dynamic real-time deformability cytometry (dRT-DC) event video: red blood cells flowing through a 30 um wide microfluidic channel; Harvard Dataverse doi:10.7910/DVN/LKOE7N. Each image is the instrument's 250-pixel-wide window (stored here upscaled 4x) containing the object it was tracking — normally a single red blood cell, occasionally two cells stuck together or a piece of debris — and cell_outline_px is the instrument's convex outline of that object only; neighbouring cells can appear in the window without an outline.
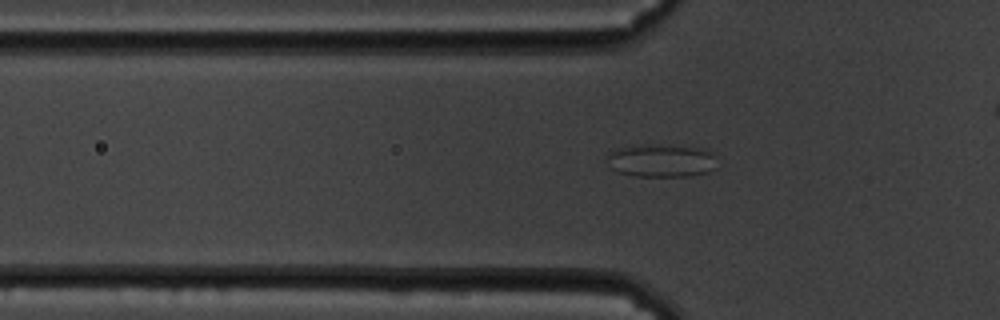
{"species": "common noctule bat (a hibernating species)", "species_latin": "Nyctalus noctula", "temperature_condition": "cold", "stored_images_in_passage": 59, "camera_frame_rate_fps": 3000, "um_per_image_px": 0.085, "animal": {"sex": "male", "body_mass_g": 19.5, "forearm_length_mm": 54.6}, "frame": {"image": 1, "passage_image": 18, "time_ms": 5.667, "image_size_px": [1000, 320], "cell_outline_px": [[716, 156], [712, 168], [708, 172], [688, 176], [636, 176], [620, 172], [612, 168], [608, 156], [608, 152], [616, 148], [648, 144], [708, 148]], "centroid_in_image_um": [56.24, 13.63], "position_along_channel_um": 69.6, "area_um2": 20.98}}
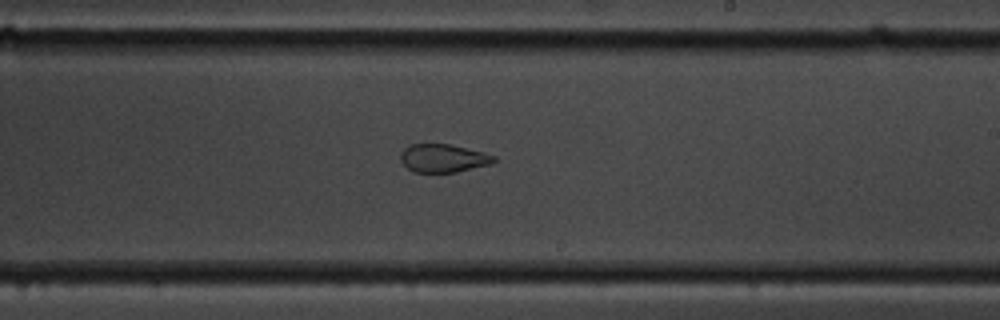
{"frame": {"image": 2, "passage_image": 34, "time_ms": 11.0, "image_size_px": [1000, 320], "cell_outline_px": [[496, 160], [492, 164], [456, 172], [412, 172], [400, 160], [400, 152], [408, 144], [448, 144], [484, 152], [496, 156]], "centroid_in_image_um": [37.67, 13.44], "position_along_channel_um": 251.3, "area_um2": 15.43}}
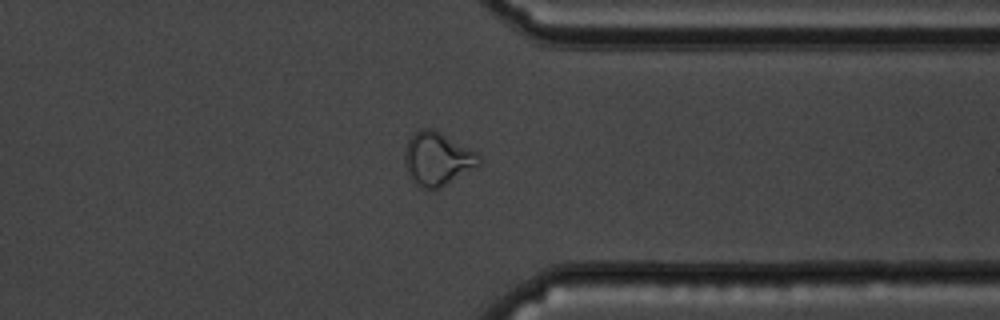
{"frame": {"image": 3, "passage_image": 45, "time_ms": 14.667, "image_size_px": [1000, 320], "cell_outline_px": [[480, 164], [440, 188], [424, 188], [416, 184], [408, 176], [404, 164], [404, 152], [408, 140], [420, 128], [432, 128], [440, 132], [476, 152], [480, 156]], "centroid_in_image_um": [37.14, 13.5], "position_along_channel_um": 374.3, "area_um2": 22.83}, "authors_computed_cell_mechanics": {"area_um2": 23.409, "velocity_mm_per_s": 3.4155, "shape_relaxation_time_tau1_ms": null, "shape_relaxation_time_tau2_ms": 1.4663, "deformation_change_tau1": null, "deformation_change_tau2": 0.0668}}